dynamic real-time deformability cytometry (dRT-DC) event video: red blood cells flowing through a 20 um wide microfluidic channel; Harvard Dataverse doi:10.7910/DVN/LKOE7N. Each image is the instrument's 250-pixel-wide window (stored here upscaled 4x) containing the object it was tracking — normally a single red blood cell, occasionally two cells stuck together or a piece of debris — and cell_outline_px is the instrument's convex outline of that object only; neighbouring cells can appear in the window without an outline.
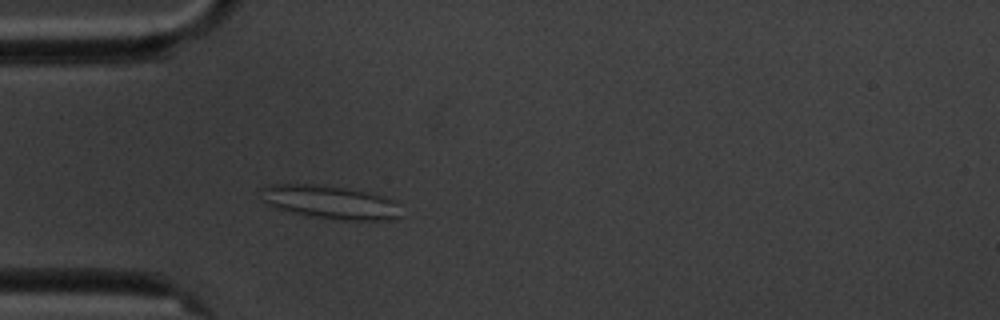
{"species": "common noctule bat (a hibernating species)", "species_latin": "Nyctalus noctula", "temperature_condition": "cold", "stored_images_in_passage": 2, "camera_frame_rate_fps": 3000, "um_per_image_px": 0.085, "animal": {"sex": "male", "body_mass_g": 20.1, "forearm_length_mm": 53.5}, "frame": {"image": 1, "passage_image": 2, "time_ms": 1.0, "image_size_px": [1000, 320], "cell_outline_px": [[404, 216], [396, 220], [344, 220], [316, 216], [276, 208], [268, 204], [264, 200], [264, 188], [272, 184], [312, 184], [344, 188], [364, 192], [396, 200]], "centroid_in_image_um": [28.21, 17.2], "position_along_channel_um": 56.8, "area_um2": 26.65}}